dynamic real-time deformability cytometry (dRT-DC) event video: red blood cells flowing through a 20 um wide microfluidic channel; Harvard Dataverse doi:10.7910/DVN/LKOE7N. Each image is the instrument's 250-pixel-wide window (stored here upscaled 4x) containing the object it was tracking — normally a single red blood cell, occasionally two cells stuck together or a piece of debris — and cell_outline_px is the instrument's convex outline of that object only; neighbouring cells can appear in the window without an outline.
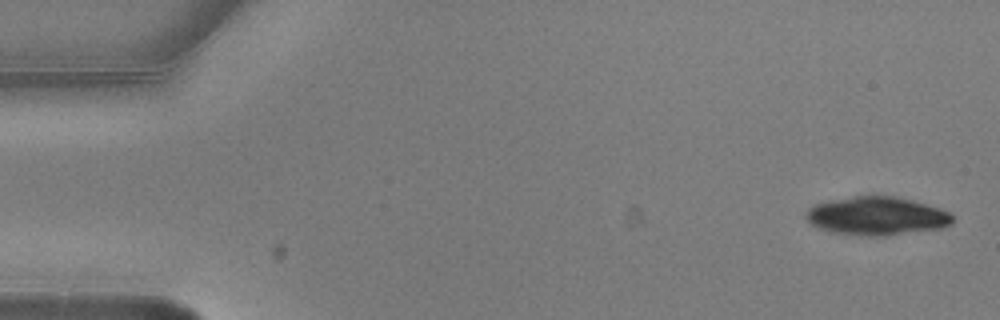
{"species": "common noctule bat (a hibernating species)", "species_latin": "Nyctalus noctula", "temperature_condition": "warm", "stored_images_in_passage": 4, "camera_frame_rate_fps": 3000, "um_per_image_px": 0.085, "animal": {"sex": "male", "body_mass_g": 20.5, "forearm_length_mm": 52.5}, "frame": {"image": 1, "passage_image": 1, "time_ms": 0.0, "image_size_px": [1000, 320], "cell_outline_px": [[952, 224], [940, 228], [888, 236], [868, 236], [832, 232], [820, 228], [812, 224], [804, 216], [808, 208], [812, 204], [828, 200], [852, 196], [896, 196], [912, 200], [940, 208], [952, 212]], "centroid_in_image_um": [74.52, 18.35], "position_along_channel_um": 10.5, "area_um2": 33.0}}